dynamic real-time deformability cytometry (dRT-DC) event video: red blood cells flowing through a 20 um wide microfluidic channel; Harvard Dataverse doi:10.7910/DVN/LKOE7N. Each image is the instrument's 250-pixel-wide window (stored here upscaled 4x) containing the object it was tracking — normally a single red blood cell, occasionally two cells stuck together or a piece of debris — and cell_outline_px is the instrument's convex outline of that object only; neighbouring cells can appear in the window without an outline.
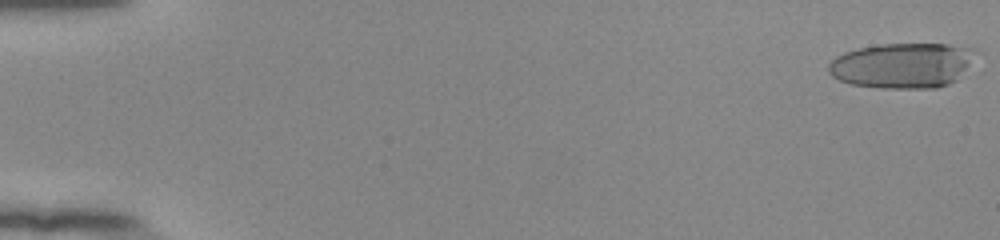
{"species": "human", "species_latin": "Homo sapiens", "temperature_condition": "room temperature", "stored_images_in_passage": 54, "camera_frame_rate_fps": 3000, "um_per_image_px": 0.085, "donor": {"sex": "female"}, "frame": {"image": 1, "passage_image": 1, "time_ms": 0.0, "image_size_px": [1000, 240], "cell_outline_px": [[972, 48], [968, 64], [956, 80], [948, 84], [936, 88], [880, 88], [852, 84], [840, 80], [832, 76], [828, 72], [828, 64], [836, 56], [844, 52], [860, 48], [880, 44], [948, 44]], "centroid_in_image_um": [76.61, 5.57], "position_along_channel_um": 8.4, "area_um2": 38.21}}
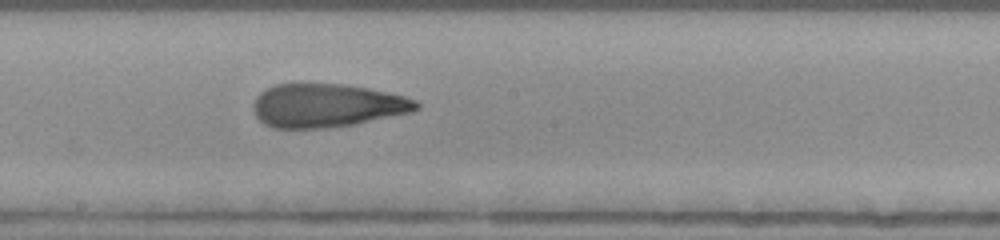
{"frame": {"image": 2, "passage_image": 31, "time_ms": 10.0, "image_size_px": [1000, 240], "cell_outline_px": [[420, 108], [412, 112], [352, 124], [324, 128], [272, 128], [264, 124], [256, 116], [252, 108], [252, 104], [256, 96], [260, 92], [276, 84], [344, 84], [368, 88], [404, 96], [416, 100], [420, 104]], "centroid_in_image_um": [27.76, 8.97], "position_along_channel_um": 220.4, "area_um2": 41.21}}
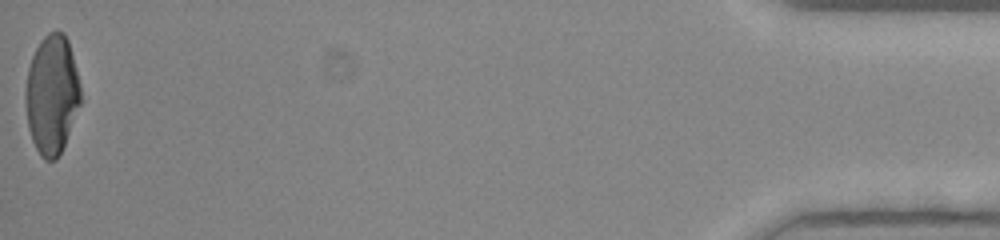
{"frame": {"image": 3, "passage_image": 54, "time_ms": 17.667, "image_size_px": [1000, 240], "cell_outline_px": [[80, 104], [64, 144], [56, 160], [44, 160], [40, 156], [32, 140], [28, 128], [24, 100], [24, 92], [28, 68], [32, 56], [40, 40], [48, 32], [56, 28], [64, 32], [68, 40], [80, 84]], "centroid_in_image_um": [4.38, 8.0], "position_along_channel_um": 430.8, "area_um2": 38.44}, "authors_computed_cell_mechanics": {"area_um2": 40.1132, "velocity_mm_per_s": 3.9214, "shape_relaxation_time_tau1_ms": 8.1228, "shape_relaxation_time_tau2_ms": 3.0796, "deformation_change_tau1": 0.3061, "deformation_change_tau2": 0.1064}}